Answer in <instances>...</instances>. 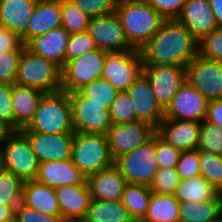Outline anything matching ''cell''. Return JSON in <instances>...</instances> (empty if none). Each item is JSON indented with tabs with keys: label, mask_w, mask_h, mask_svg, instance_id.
Segmentation results:
<instances>
[{
	"label": "cell",
	"mask_w": 222,
	"mask_h": 222,
	"mask_svg": "<svg viewBox=\"0 0 222 222\" xmlns=\"http://www.w3.org/2000/svg\"><path fill=\"white\" fill-rule=\"evenodd\" d=\"M197 40L177 19L165 20L161 28L139 49L143 65L184 66L198 56Z\"/></svg>",
	"instance_id": "obj_1"
},
{
	"label": "cell",
	"mask_w": 222,
	"mask_h": 222,
	"mask_svg": "<svg viewBox=\"0 0 222 222\" xmlns=\"http://www.w3.org/2000/svg\"><path fill=\"white\" fill-rule=\"evenodd\" d=\"M115 12L125 36L134 49H141L165 22L145 0H117Z\"/></svg>",
	"instance_id": "obj_2"
},
{
	"label": "cell",
	"mask_w": 222,
	"mask_h": 222,
	"mask_svg": "<svg viewBox=\"0 0 222 222\" xmlns=\"http://www.w3.org/2000/svg\"><path fill=\"white\" fill-rule=\"evenodd\" d=\"M21 131L43 134H74L69 93L62 90L45 93L33 119Z\"/></svg>",
	"instance_id": "obj_3"
},
{
	"label": "cell",
	"mask_w": 222,
	"mask_h": 222,
	"mask_svg": "<svg viewBox=\"0 0 222 222\" xmlns=\"http://www.w3.org/2000/svg\"><path fill=\"white\" fill-rule=\"evenodd\" d=\"M71 161L88 178L114 165L105 134H73Z\"/></svg>",
	"instance_id": "obj_4"
},
{
	"label": "cell",
	"mask_w": 222,
	"mask_h": 222,
	"mask_svg": "<svg viewBox=\"0 0 222 222\" xmlns=\"http://www.w3.org/2000/svg\"><path fill=\"white\" fill-rule=\"evenodd\" d=\"M62 69L54 62L33 54L23 48L15 79V84L34 88L44 93L61 90Z\"/></svg>",
	"instance_id": "obj_5"
},
{
	"label": "cell",
	"mask_w": 222,
	"mask_h": 222,
	"mask_svg": "<svg viewBox=\"0 0 222 222\" xmlns=\"http://www.w3.org/2000/svg\"><path fill=\"white\" fill-rule=\"evenodd\" d=\"M114 166L121 172L127 184L149 186L158 171L155 152V135L131 152L114 160Z\"/></svg>",
	"instance_id": "obj_6"
},
{
	"label": "cell",
	"mask_w": 222,
	"mask_h": 222,
	"mask_svg": "<svg viewBox=\"0 0 222 222\" xmlns=\"http://www.w3.org/2000/svg\"><path fill=\"white\" fill-rule=\"evenodd\" d=\"M4 169L14 173L23 182L36 180L39 161L27 136L15 131L0 150Z\"/></svg>",
	"instance_id": "obj_7"
},
{
	"label": "cell",
	"mask_w": 222,
	"mask_h": 222,
	"mask_svg": "<svg viewBox=\"0 0 222 222\" xmlns=\"http://www.w3.org/2000/svg\"><path fill=\"white\" fill-rule=\"evenodd\" d=\"M74 132L107 135L112 121L109 109L103 104L89 102L80 91L69 93Z\"/></svg>",
	"instance_id": "obj_8"
},
{
	"label": "cell",
	"mask_w": 222,
	"mask_h": 222,
	"mask_svg": "<svg viewBox=\"0 0 222 222\" xmlns=\"http://www.w3.org/2000/svg\"><path fill=\"white\" fill-rule=\"evenodd\" d=\"M107 51L96 49L77 59L68 61L62 68L61 90L79 91L93 80L101 78Z\"/></svg>",
	"instance_id": "obj_9"
},
{
	"label": "cell",
	"mask_w": 222,
	"mask_h": 222,
	"mask_svg": "<svg viewBox=\"0 0 222 222\" xmlns=\"http://www.w3.org/2000/svg\"><path fill=\"white\" fill-rule=\"evenodd\" d=\"M142 72L143 62L138 49L107 52L101 78L122 92L127 91Z\"/></svg>",
	"instance_id": "obj_10"
},
{
	"label": "cell",
	"mask_w": 222,
	"mask_h": 222,
	"mask_svg": "<svg viewBox=\"0 0 222 222\" xmlns=\"http://www.w3.org/2000/svg\"><path fill=\"white\" fill-rule=\"evenodd\" d=\"M186 81L208 101L222 99V62L196 56L186 65Z\"/></svg>",
	"instance_id": "obj_11"
},
{
	"label": "cell",
	"mask_w": 222,
	"mask_h": 222,
	"mask_svg": "<svg viewBox=\"0 0 222 222\" xmlns=\"http://www.w3.org/2000/svg\"><path fill=\"white\" fill-rule=\"evenodd\" d=\"M143 73L149 79L154 96L164 110L186 82V67L184 66L143 65Z\"/></svg>",
	"instance_id": "obj_12"
},
{
	"label": "cell",
	"mask_w": 222,
	"mask_h": 222,
	"mask_svg": "<svg viewBox=\"0 0 222 222\" xmlns=\"http://www.w3.org/2000/svg\"><path fill=\"white\" fill-rule=\"evenodd\" d=\"M156 134V128L142 122L112 124L107 137L113 160L138 148Z\"/></svg>",
	"instance_id": "obj_13"
},
{
	"label": "cell",
	"mask_w": 222,
	"mask_h": 222,
	"mask_svg": "<svg viewBox=\"0 0 222 222\" xmlns=\"http://www.w3.org/2000/svg\"><path fill=\"white\" fill-rule=\"evenodd\" d=\"M87 32L101 50L122 52L134 49L128 42L115 11L91 18Z\"/></svg>",
	"instance_id": "obj_14"
},
{
	"label": "cell",
	"mask_w": 222,
	"mask_h": 222,
	"mask_svg": "<svg viewBox=\"0 0 222 222\" xmlns=\"http://www.w3.org/2000/svg\"><path fill=\"white\" fill-rule=\"evenodd\" d=\"M208 100L187 81L174 95L164 118L202 122L206 118Z\"/></svg>",
	"instance_id": "obj_15"
},
{
	"label": "cell",
	"mask_w": 222,
	"mask_h": 222,
	"mask_svg": "<svg viewBox=\"0 0 222 222\" xmlns=\"http://www.w3.org/2000/svg\"><path fill=\"white\" fill-rule=\"evenodd\" d=\"M126 92L133 101L137 121L157 128L164 119L165 110L155 98L147 76L142 72Z\"/></svg>",
	"instance_id": "obj_16"
},
{
	"label": "cell",
	"mask_w": 222,
	"mask_h": 222,
	"mask_svg": "<svg viewBox=\"0 0 222 222\" xmlns=\"http://www.w3.org/2000/svg\"><path fill=\"white\" fill-rule=\"evenodd\" d=\"M55 193L61 220L63 222H81L92 200L87 181L83 184L56 188Z\"/></svg>",
	"instance_id": "obj_17"
},
{
	"label": "cell",
	"mask_w": 222,
	"mask_h": 222,
	"mask_svg": "<svg viewBox=\"0 0 222 222\" xmlns=\"http://www.w3.org/2000/svg\"><path fill=\"white\" fill-rule=\"evenodd\" d=\"M23 133L30 141L39 163L56 160H71L73 134Z\"/></svg>",
	"instance_id": "obj_18"
},
{
	"label": "cell",
	"mask_w": 222,
	"mask_h": 222,
	"mask_svg": "<svg viewBox=\"0 0 222 222\" xmlns=\"http://www.w3.org/2000/svg\"><path fill=\"white\" fill-rule=\"evenodd\" d=\"M201 122L164 118L156 128V134L166 143L181 151L196 150Z\"/></svg>",
	"instance_id": "obj_19"
},
{
	"label": "cell",
	"mask_w": 222,
	"mask_h": 222,
	"mask_svg": "<svg viewBox=\"0 0 222 222\" xmlns=\"http://www.w3.org/2000/svg\"><path fill=\"white\" fill-rule=\"evenodd\" d=\"M177 20L197 40L218 28L208 0H186Z\"/></svg>",
	"instance_id": "obj_20"
},
{
	"label": "cell",
	"mask_w": 222,
	"mask_h": 222,
	"mask_svg": "<svg viewBox=\"0 0 222 222\" xmlns=\"http://www.w3.org/2000/svg\"><path fill=\"white\" fill-rule=\"evenodd\" d=\"M61 27V1L38 0L21 41L26 45L34 37Z\"/></svg>",
	"instance_id": "obj_21"
},
{
	"label": "cell",
	"mask_w": 222,
	"mask_h": 222,
	"mask_svg": "<svg viewBox=\"0 0 222 222\" xmlns=\"http://www.w3.org/2000/svg\"><path fill=\"white\" fill-rule=\"evenodd\" d=\"M69 36L70 34L63 27H59L34 37L25 47L33 54L54 62L62 69L65 65Z\"/></svg>",
	"instance_id": "obj_22"
},
{
	"label": "cell",
	"mask_w": 222,
	"mask_h": 222,
	"mask_svg": "<svg viewBox=\"0 0 222 222\" xmlns=\"http://www.w3.org/2000/svg\"><path fill=\"white\" fill-rule=\"evenodd\" d=\"M36 180L56 189L66 185L83 184L86 177L71 160H56L39 163Z\"/></svg>",
	"instance_id": "obj_23"
},
{
	"label": "cell",
	"mask_w": 222,
	"mask_h": 222,
	"mask_svg": "<svg viewBox=\"0 0 222 222\" xmlns=\"http://www.w3.org/2000/svg\"><path fill=\"white\" fill-rule=\"evenodd\" d=\"M92 200H122L127 181L121 172L112 165L86 178Z\"/></svg>",
	"instance_id": "obj_24"
},
{
	"label": "cell",
	"mask_w": 222,
	"mask_h": 222,
	"mask_svg": "<svg viewBox=\"0 0 222 222\" xmlns=\"http://www.w3.org/2000/svg\"><path fill=\"white\" fill-rule=\"evenodd\" d=\"M38 0H0V26L16 33L25 34L28 21Z\"/></svg>",
	"instance_id": "obj_25"
},
{
	"label": "cell",
	"mask_w": 222,
	"mask_h": 222,
	"mask_svg": "<svg viewBox=\"0 0 222 222\" xmlns=\"http://www.w3.org/2000/svg\"><path fill=\"white\" fill-rule=\"evenodd\" d=\"M22 204L48 215H60L55 189L37 180L23 183Z\"/></svg>",
	"instance_id": "obj_26"
},
{
	"label": "cell",
	"mask_w": 222,
	"mask_h": 222,
	"mask_svg": "<svg viewBox=\"0 0 222 222\" xmlns=\"http://www.w3.org/2000/svg\"><path fill=\"white\" fill-rule=\"evenodd\" d=\"M44 94V92L34 88L13 84L12 105L15 131H21L33 119Z\"/></svg>",
	"instance_id": "obj_27"
},
{
	"label": "cell",
	"mask_w": 222,
	"mask_h": 222,
	"mask_svg": "<svg viewBox=\"0 0 222 222\" xmlns=\"http://www.w3.org/2000/svg\"><path fill=\"white\" fill-rule=\"evenodd\" d=\"M174 196L179 202L222 200V193L201 175L181 179Z\"/></svg>",
	"instance_id": "obj_28"
},
{
	"label": "cell",
	"mask_w": 222,
	"mask_h": 222,
	"mask_svg": "<svg viewBox=\"0 0 222 222\" xmlns=\"http://www.w3.org/2000/svg\"><path fill=\"white\" fill-rule=\"evenodd\" d=\"M82 222H134L122 200H91Z\"/></svg>",
	"instance_id": "obj_29"
},
{
	"label": "cell",
	"mask_w": 222,
	"mask_h": 222,
	"mask_svg": "<svg viewBox=\"0 0 222 222\" xmlns=\"http://www.w3.org/2000/svg\"><path fill=\"white\" fill-rule=\"evenodd\" d=\"M180 202L174 195L152 193L141 222H179Z\"/></svg>",
	"instance_id": "obj_30"
},
{
	"label": "cell",
	"mask_w": 222,
	"mask_h": 222,
	"mask_svg": "<svg viewBox=\"0 0 222 222\" xmlns=\"http://www.w3.org/2000/svg\"><path fill=\"white\" fill-rule=\"evenodd\" d=\"M222 213V200L180 202L179 222H212Z\"/></svg>",
	"instance_id": "obj_31"
},
{
	"label": "cell",
	"mask_w": 222,
	"mask_h": 222,
	"mask_svg": "<svg viewBox=\"0 0 222 222\" xmlns=\"http://www.w3.org/2000/svg\"><path fill=\"white\" fill-rule=\"evenodd\" d=\"M151 195L152 192L149 186L137 184H127L125 186L122 202L134 222H141L145 217Z\"/></svg>",
	"instance_id": "obj_32"
},
{
	"label": "cell",
	"mask_w": 222,
	"mask_h": 222,
	"mask_svg": "<svg viewBox=\"0 0 222 222\" xmlns=\"http://www.w3.org/2000/svg\"><path fill=\"white\" fill-rule=\"evenodd\" d=\"M90 19L71 0H61V27L70 35L86 32Z\"/></svg>",
	"instance_id": "obj_33"
},
{
	"label": "cell",
	"mask_w": 222,
	"mask_h": 222,
	"mask_svg": "<svg viewBox=\"0 0 222 222\" xmlns=\"http://www.w3.org/2000/svg\"><path fill=\"white\" fill-rule=\"evenodd\" d=\"M23 183L14 173L2 168L0 171V204L18 206L22 201Z\"/></svg>",
	"instance_id": "obj_34"
},
{
	"label": "cell",
	"mask_w": 222,
	"mask_h": 222,
	"mask_svg": "<svg viewBox=\"0 0 222 222\" xmlns=\"http://www.w3.org/2000/svg\"><path fill=\"white\" fill-rule=\"evenodd\" d=\"M89 102L103 104V107L110 109L118 90L106 79L98 78L79 90Z\"/></svg>",
	"instance_id": "obj_35"
},
{
	"label": "cell",
	"mask_w": 222,
	"mask_h": 222,
	"mask_svg": "<svg viewBox=\"0 0 222 222\" xmlns=\"http://www.w3.org/2000/svg\"><path fill=\"white\" fill-rule=\"evenodd\" d=\"M200 175L222 193V159L220 155L199 150Z\"/></svg>",
	"instance_id": "obj_36"
},
{
	"label": "cell",
	"mask_w": 222,
	"mask_h": 222,
	"mask_svg": "<svg viewBox=\"0 0 222 222\" xmlns=\"http://www.w3.org/2000/svg\"><path fill=\"white\" fill-rule=\"evenodd\" d=\"M197 150L222 155V128L203 120L199 131Z\"/></svg>",
	"instance_id": "obj_37"
},
{
	"label": "cell",
	"mask_w": 222,
	"mask_h": 222,
	"mask_svg": "<svg viewBox=\"0 0 222 222\" xmlns=\"http://www.w3.org/2000/svg\"><path fill=\"white\" fill-rule=\"evenodd\" d=\"M109 111L112 124L137 121L133 101L126 91L117 93Z\"/></svg>",
	"instance_id": "obj_38"
},
{
	"label": "cell",
	"mask_w": 222,
	"mask_h": 222,
	"mask_svg": "<svg viewBox=\"0 0 222 222\" xmlns=\"http://www.w3.org/2000/svg\"><path fill=\"white\" fill-rule=\"evenodd\" d=\"M198 47V55L202 58L222 62V27L203 36Z\"/></svg>",
	"instance_id": "obj_39"
},
{
	"label": "cell",
	"mask_w": 222,
	"mask_h": 222,
	"mask_svg": "<svg viewBox=\"0 0 222 222\" xmlns=\"http://www.w3.org/2000/svg\"><path fill=\"white\" fill-rule=\"evenodd\" d=\"M180 180L176 167L158 169L150 190L155 194L174 195Z\"/></svg>",
	"instance_id": "obj_40"
},
{
	"label": "cell",
	"mask_w": 222,
	"mask_h": 222,
	"mask_svg": "<svg viewBox=\"0 0 222 222\" xmlns=\"http://www.w3.org/2000/svg\"><path fill=\"white\" fill-rule=\"evenodd\" d=\"M98 49L94 39L89 33H77L69 36L67 51L65 54V64L68 61L79 58L80 56Z\"/></svg>",
	"instance_id": "obj_41"
},
{
	"label": "cell",
	"mask_w": 222,
	"mask_h": 222,
	"mask_svg": "<svg viewBox=\"0 0 222 222\" xmlns=\"http://www.w3.org/2000/svg\"><path fill=\"white\" fill-rule=\"evenodd\" d=\"M156 162L159 169L173 168L177 166L182 151L166 143L155 134Z\"/></svg>",
	"instance_id": "obj_42"
},
{
	"label": "cell",
	"mask_w": 222,
	"mask_h": 222,
	"mask_svg": "<svg viewBox=\"0 0 222 222\" xmlns=\"http://www.w3.org/2000/svg\"><path fill=\"white\" fill-rule=\"evenodd\" d=\"M21 53L22 51L0 53V83L15 84Z\"/></svg>",
	"instance_id": "obj_43"
},
{
	"label": "cell",
	"mask_w": 222,
	"mask_h": 222,
	"mask_svg": "<svg viewBox=\"0 0 222 222\" xmlns=\"http://www.w3.org/2000/svg\"><path fill=\"white\" fill-rule=\"evenodd\" d=\"M176 170L180 179L200 175L199 150L182 151Z\"/></svg>",
	"instance_id": "obj_44"
},
{
	"label": "cell",
	"mask_w": 222,
	"mask_h": 222,
	"mask_svg": "<svg viewBox=\"0 0 222 222\" xmlns=\"http://www.w3.org/2000/svg\"><path fill=\"white\" fill-rule=\"evenodd\" d=\"M90 18L115 11L117 0H71Z\"/></svg>",
	"instance_id": "obj_45"
},
{
	"label": "cell",
	"mask_w": 222,
	"mask_h": 222,
	"mask_svg": "<svg viewBox=\"0 0 222 222\" xmlns=\"http://www.w3.org/2000/svg\"><path fill=\"white\" fill-rule=\"evenodd\" d=\"M16 222H63L60 215H48L20 203L15 209Z\"/></svg>",
	"instance_id": "obj_46"
},
{
	"label": "cell",
	"mask_w": 222,
	"mask_h": 222,
	"mask_svg": "<svg viewBox=\"0 0 222 222\" xmlns=\"http://www.w3.org/2000/svg\"><path fill=\"white\" fill-rule=\"evenodd\" d=\"M166 20L177 19L186 0H145Z\"/></svg>",
	"instance_id": "obj_47"
},
{
	"label": "cell",
	"mask_w": 222,
	"mask_h": 222,
	"mask_svg": "<svg viewBox=\"0 0 222 222\" xmlns=\"http://www.w3.org/2000/svg\"><path fill=\"white\" fill-rule=\"evenodd\" d=\"M13 85L0 83V120L14 129V110L12 105Z\"/></svg>",
	"instance_id": "obj_48"
},
{
	"label": "cell",
	"mask_w": 222,
	"mask_h": 222,
	"mask_svg": "<svg viewBox=\"0 0 222 222\" xmlns=\"http://www.w3.org/2000/svg\"><path fill=\"white\" fill-rule=\"evenodd\" d=\"M24 47L25 45L16 33L0 26V53L22 51Z\"/></svg>",
	"instance_id": "obj_49"
},
{
	"label": "cell",
	"mask_w": 222,
	"mask_h": 222,
	"mask_svg": "<svg viewBox=\"0 0 222 222\" xmlns=\"http://www.w3.org/2000/svg\"><path fill=\"white\" fill-rule=\"evenodd\" d=\"M205 120L222 128V99L208 101Z\"/></svg>",
	"instance_id": "obj_50"
},
{
	"label": "cell",
	"mask_w": 222,
	"mask_h": 222,
	"mask_svg": "<svg viewBox=\"0 0 222 222\" xmlns=\"http://www.w3.org/2000/svg\"><path fill=\"white\" fill-rule=\"evenodd\" d=\"M218 27H222V0H208Z\"/></svg>",
	"instance_id": "obj_51"
},
{
	"label": "cell",
	"mask_w": 222,
	"mask_h": 222,
	"mask_svg": "<svg viewBox=\"0 0 222 222\" xmlns=\"http://www.w3.org/2000/svg\"><path fill=\"white\" fill-rule=\"evenodd\" d=\"M15 132V130L7 124L5 121L0 120V150L3 144L9 139V137Z\"/></svg>",
	"instance_id": "obj_52"
},
{
	"label": "cell",
	"mask_w": 222,
	"mask_h": 222,
	"mask_svg": "<svg viewBox=\"0 0 222 222\" xmlns=\"http://www.w3.org/2000/svg\"><path fill=\"white\" fill-rule=\"evenodd\" d=\"M17 206H3L0 204V222L14 218Z\"/></svg>",
	"instance_id": "obj_53"
},
{
	"label": "cell",
	"mask_w": 222,
	"mask_h": 222,
	"mask_svg": "<svg viewBox=\"0 0 222 222\" xmlns=\"http://www.w3.org/2000/svg\"><path fill=\"white\" fill-rule=\"evenodd\" d=\"M212 222H222V213Z\"/></svg>",
	"instance_id": "obj_54"
},
{
	"label": "cell",
	"mask_w": 222,
	"mask_h": 222,
	"mask_svg": "<svg viewBox=\"0 0 222 222\" xmlns=\"http://www.w3.org/2000/svg\"><path fill=\"white\" fill-rule=\"evenodd\" d=\"M1 222H16L15 217L13 219L7 220V221H1Z\"/></svg>",
	"instance_id": "obj_55"
},
{
	"label": "cell",
	"mask_w": 222,
	"mask_h": 222,
	"mask_svg": "<svg viewBox=\"0 0 222 222\" xmlns=\"http://www.w3.org/2000/svg\"><path fill=\"white\" fill-rule=\"evenodd\" d=\"M3 166H2V161H1V153H0V171L2 170Z\"/></svg>",
	"instance_id": "obj_56"
}]
</instances>
